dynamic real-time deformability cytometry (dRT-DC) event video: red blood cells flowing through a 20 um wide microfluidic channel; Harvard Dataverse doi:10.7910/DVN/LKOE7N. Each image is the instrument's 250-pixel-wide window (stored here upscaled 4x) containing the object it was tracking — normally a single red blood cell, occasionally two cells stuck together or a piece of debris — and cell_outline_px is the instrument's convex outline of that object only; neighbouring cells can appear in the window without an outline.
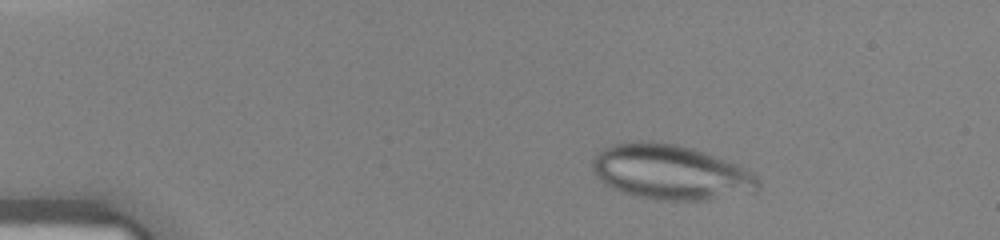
{"species": "human", "species_latin": "Homo sapiens", "temperature_condition": "warm", "stored_images_in_passage": 39, "camera_frame_rate_fps": 3000, "um_per_image_px": 0.085, "donor": {"sex": "female"}, "frame": {"image": 1, "passage_image": 6, "time_ms": 1.667, "image_size_px": [1000, 240], "cell_outline_px": [[760, 188], [756, 192], [708, 200], [660, 200], [640, 196], [624, 192], [612, 188], [604, 184], [596, 176], [592, 168], [592, 160], [596, 152], [612, 144], [640, 140], [652, 140], [676, 144], [692, 148], [740, 164], [752, 172], [760, 180]], "centroid_in_image_um": [57.03, 14.62], "position_along_channel_um": 28.0, "area_um2": 53.64}}